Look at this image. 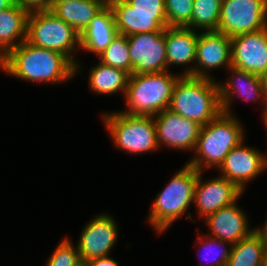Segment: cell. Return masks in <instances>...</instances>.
<instances>
[{"label":"cell","instance_id":"cell-22","mask_svg":"<svg viewBox=\"0 0 267 266\" xmlns=\"http://www.w3.org/2000/svg\"><path fill=\"white\" fill-rule=\"evenodd\" d=\"M29 14L17 4L0 11V60L11 49L26 41Z\"/></svg>","mask_w":267,"mask_h":266},{"label":"cell","instance_id":"cell-23","mask_svg":"<svg viewBox=\"0 0 267 266\" xmlns=\"http://www.w3.org/2000/svg\"><path fill=\"white\" fill-rule=\"evenodd\" d=\"M130 74L126 71L107 66L99 62L92 67L89 73V86L97 94H109L121 92L126 95Z\"/></svg>","mask_w":267,"mask_h":266},{"label":"cell","instance_id":"cell-2","mask_svg":"<svg viewBox=\"0 0 267 266\" xmlns=\"http://www.w3.org/2000/svg\"><path fill=\"white\" fill-rule=\"evenodd\" d=\"M168 109L201 126L208 124L222 112L218 82L180 76L174 85Z\"/></svg>","mask_w":267,"mask_h":266},{"label":"cell","instance_id":"cell-11","mask_svg":"<svg viewBox=\"0 0 267 266\" xmlns=\"http://www.w3.org/2000/svg\"><path fill=\"white\" fill-rule=\"evenodd\" d=\"M231 66V37L217 31H203L198 36L194 67H186L180 75L214 79L209 75L210 70Z\"/></svg>","mask_w":267,"mask_h":266},{"label":"cell","instance_id":"cell-30","mask_svg":"<svg viewBox=\"0 0 267 266\" xmlns=\"http://www.w3.org/2000/svg\"><path fill=\"white\" fill-rule=\"evenodd\" d=\"M15 4L31 13L50 10L53 0H15Z\"/></svg>","mask_w":267,"mask_h":266},{"label":"cell","instance_id":"cell-38","mask_svg":"<svg viewBox=\"0 0 267 266\" xmlns=\"http://www.w3.org/2000/svg\"><path fill=\"white\" fill-rule=\"evenodd\" d=\"M107 4L111 1H114V0H104Z\"/></svg>","mask_w":267,"mask_h":266},{"label":"cell","instance_id":"cell-25","mask_svg":"<svg viewBox=\"0 0 267 266\" xmlns=\"http://www.w3.org/2000/svg\"><path fill=\"white\" fill-rule=\"evenodd\" d=\"M221 0H194L191 24L188 28L195 30L217 31L221 12Z\"/></svg>","mask_w":267,"mask_h":266},{"label":"cell","instance_id":"cell-33","mask_svg":"<svg viewBox=\"0 0 267 266\" xmlns=\"http://www.w3.org/2000/svg\"><path fill=\"white\" fill-rule=\"evenodd\" d=\"M260 79H261V87H262V91H263L265 105L267 108V71L260 75Z\"/></svg>","mask_w":267,"mask_h":266},{"label":"cell","instance_id":"cell-1","mask_svg":"<svg viewBox=\"0 0 267 266\" xmlns=\"http://www.w3.org/2000/svg\"><path fill=\"white\" fill-rule=\"evenodd\" d=\"M0 69L18 79L41 83H62L75 75V65L62 53L26 41L0 60Z\"/></svg>","mask_w":267,"mask_h":266},{"label":"cell","instance_id":"cell-21","mask_svg":"<svg viewBox=\"0 0 267 266\" xmlns=\"http://www.w3.org/2000/svg\"><path fill=\"white\" fill-rule=\"evenodd\" d=\"M107 5L104 0L61 1L53 2L50 11L81 35L90 21Z\"/></svg>","mask_w":267,"mask_h":266},{"label":"cell","instance_id":"cell-26","mask_svg":"<svg viewBox=\"0 0 267 266\" xmlns=\"http://www.w3.org/2000/svg\"><path fill=\"white\" fill-rule=\"evenodd\" d=\"M98 57L102 64L122 69L132 75L127 36L117 33L110 45Z\"/></svg>","mask_w":267,"mask_h":266},{"label":"cell","instance_id":"cell-35","mask_svg":"<svg viewBox=\"0 0 267 266\" xmlns=\"http://www.w3.org/2000/svg\"><path fill=\"white\" fill-rule=\"evenodd\" d=\"M262 116H263L262 119L264 122V126L266 127V130H267V108L263 111Z\"/></svg>","mask_w":267,"mask_h":266},{"label":"cell","instance_id":"cell-4","mask_svg":"<svg viewBox=\"0 0 267 266\" xmlns=\"http://www.w3.org/2000/svg\"><path fill=\"white\" fill-rule=\"evenodd\" d=\"M181 75L169 70L158 73L132 74L129 76L125 100L127 110L133 116H151L168 109L173 88Z\"/></svg>","mask_w":267,"mask_h":266},{"label":"cell","instance_id":"cell-19","mask_svg":"<svg viewBox=\"0 0 267 266\" xmlns=\"http://www.w3.org/2000/svg\"><path fill=\"white\" fill-rule=\"evenodd\" d=\"M198 36L195 30L188 27L165 28L167 70L173 65L195 64Z\"/></svg>","mask_w":267,"mask_h":266},{"label":"cell","instance_id":"cell-12","mask_svg":"<svg viewBox=\"0 0 267 266\" xmlns=\"http://www.w3.org/2000/svg\"><path fill=\"white\" fill-rule=\"evenodd\" d=\"M157 144L178 150H195L201 125L165 109L154 116Z\"/></svg>","mask_w":267,"mask_h":266},{"label":"cell","instance_id":"cell-7","mask_svg":"<svg viewBox=\"0 0 267 266\" xmlns=\"http://www.w3.org/2000/svg\"><path fill=\"white\" fill-rule=\"evenodd\" d=\"M102 118L116 148L132 154L152 152L159 148L154 117L133 116L117 111L105 113Z\"/></svg>","mask_w":267,"mask_h":266},{"label":"cell","instance_id":"cell-32","mask_svg":"<svg viewBox=\"0 0 267 266\" xmlns=\"http://www.w3.org/2000/svg\"><path fill=\"white\" fill-rule=\"evenodd\" d=\"M254 232L260 237V239L264 242L265 246H267V219L263 227L254 228Z\"/></svg>","mask_w":267,"mask_h":266},{"label":"cell","instance_id":"cell-8","mask_svg":"<svg viewBox=\"0 0 267 266\" xmlns=\"http://www.w3.org/2000/svg\"><path fill=\"white\" fill-rule=\"evenodd\" d=\"M108 5L118 34L130 36L168 27L165 0H114Z\"/></svg>","mask_w":267,"mask_h":266},{"label":"cell","instance_id":"cell-20","mask_svg":"<svg viewBox=\"0 0 267 266\" xmlns=\"http://www.w3.org/2000/svg\"><path fill=\"white\" fill-rule=\"evenodd\" d=\"M117 33L113 12L107 5L80 35V49L94 52L98 56L110 45Z\"/></svg>","mask_w":267,"mask_h":266},{"label":"cell","instance_id":"cell-29","mask_svg":"<svg viewBox=\"0 0 267 266\" xmlns=\"http://www.w3.org/2000/svg\"><path fill=\"white\" fill-rule=\"evenodd\" d=\"M206 238L207 239H203L202 236H199V235L197 237V239L200 240V243L197 242V244L199 246L204 241V244H203L202 247L205 250V255H206V252L209 253V254L212 253L211 255H213V257H214V258H212V257L209 258V260H208L209 262L207 261L206 264L211 263L210 264L211 266H227L228 259H229L230 254H231V246H232V244L231 243H228V242H225L223 240H220L218 238L211 237V236H206ZM225 244H228V245L230 244V246H229L230 248L229 249L228 248L226 249L225 248V246H226ZM214 247H216V248H220L221 247V248L218 251H216V248H214ZM212 250H214V251H212ZM200 253L201 252L199 251L198 254H200ZM208 255H207V257H210ZM215 258H216V260H214Z\"/></svg>","mask_w":267,"mask_h":266},{"label":"cell","instance_id":"cell-36","mask_svg":"<svg viewBox=\"0 0 267 266\" xmlns=\"http://www.w3.org/2000/svg\"><path fill=\"white\" fill-rule=\"evenodd\" d=\"M265 260H264V266H267V246H265Z\"/></svg>","mask_w":267,"mask_h":266},{"label":"cell","instance_id":"cell-37","mask_svg":"<svg viewBox=\"0 0 267 266\" xmlns=\"http://www.w3.org/2000/svg\"><path fill=\"white\" fill-rule=\"evenodd\" d=\"M61 1H76V0H53V2H61Z\"/></svg>","mask_w":267,"mask_h":266},{"label":"cell","instance_id":"cell-28","mask_svg":"<svg viewBox=\"0 0 267 266\" xmlns=\"http://www.w3.org/2000/svg\"><path fill=\"white\" fill-rule=\"evenodd\" d=\"M65 238L52 253L47 266H81L83 264L77 247Z\"/></svg>","mask_w":267,"mask_h":266},{"label":"cell","instance_id":"cell-27","mask_svg":"<svg viewBox=\"0 0 267 266\" xmlns=\"http://www.w3.org/2000/svg\"><path fill=\"white\" fill-rule=\"evenodd\" d=\"M194 0H165L168 27H189Z\"/></svg>","mask_w":267,"mask_h":266},{"label":"cell","instance_id":"cell-14","mask_svg":"<svg viewBox=\"0 0 267 266\" xmlns=\"http://www.w3.org/2000/svg\"><path fill=\"white\" fill-rule=\"evenodd\" d=\"M117 228L114 218L105 213L95 216L87 223L76 246L82 262L110 256L118 239Z\"/></svg>","mask_w":267,"mask_h":266},{"label":"cell","instance_id":"cell-24","mask_svg":"<svg viewBox=\"0 0 267 266\" xmlns=\"http://www.w3.org/2000/svg\"><path fill=\"white\" fill-rule=\"evenodd\" d=\"M265 244L253 231L231 246L227 266H264Z\"/></svg>","mask_w":267,"mask_h":266},{"label":"cell","instance_id":"cell-10","mask_svg":"<svg viewBox=\"0 0 267 266\" xmlns=\"http://www.w3.org/2000/svg\"><path fill=\"white\" fill-rule=\"evenodd\" d=\"M132 74L158 73L167 70L165 29L127 36Z\"/></svg>","mask_w":267,"mask_h":266},{"label":"cell","instance_id":"cell-15","mask_svg":"<svg viewBox=\"0 0 267 266\" xmlns=\"http://www.w3.org/2000/svg\"><path fill=\"white\" fill-rule=\"evenodd\" d=\"M202 171H198V179L194 189L193 203L201 218L237 202L243 192L227 178L218 176L202 182Z\"/></svg>","mask_w":267,"mask_h":266},{"label":"cell","instance_id":"cell-17","mask_svg":"<svg viewBox=\"0 0 267 266\" xmlns=\"http://www.w3.org/2000/svg\"><path fill=\"white\" fill-rule=\"evenodd\" d=\"M204 220L211 231L209 236L232 245L248 237L254 231L250 229L247 216L236 202L211 213Z\"/></svg>","mask_w":267,"mask_h":266},{"label":"cell","instance_id":"cell-3","mask_svg":"<svg viewBox=\"0 0 267 266\" xmlns=\"http://www.w3.org/2000/svg\"><path fill=\"white\" fill-rule=\"evenodd\" d=\"M243 128L232 113L221 112L208 124L201 126L195 147L196 155L187 164L203 172L205 168H219L231 149L245 140Z\"/></svg>","mask_w":267,"mask_h":266},{"label":"cell","instance_id":"cell-6","mask_svg":"<svg viewBox=\"0 0 267 266\" xmlns=\"http://www.w3.org/2000/svg\"><path fill=\"white\" fill-rule=\"evenodd\" d=\"M26 42L38 48L62 53L75 65V74L80 70V65L73 56V51L80 49V35L50 10L29 14Z\"/></svg>","mask_w":267,"mask_h":266},{"label":"cell","instance_id":"cell-13","mask_svg":"<svg viewBox=\"0 0 267 266\" xmlns=\"http://www.w3.org/2000/svg\"><path fill=\"white\" fill-rule=\"evenodd\" d=\"M265 168H267V156L257 148L246 147L244 140L231 149L219 166L222 173L220 176L234 183L242 192L247 182L258 177Z\"/></svg>","mask_w":267,"mask_h":266},{"label":"cell","instance_id":"cell-5","mask_svg":"<svg viewBox=\"0 0 267 266\" xmlns=\"http://www.w3.org/2000/svg\"><path fill=\"white\" fill-rule=\"evenodd\" d=\"M198 170L185 164L157 194L148 222L159 235L165 232L191 206Z\"/></svg>","mask_w":267,"mask_h":266},{"label":"cell","instance_id":"cell-31","mask_svg":"<svg viewBox=\"0 0 267 266\" xmlns=\"http://www.w3.org/2000/svg\"><path fill=\"white\" fill-rule=\"evenodd\" d=\"M83 264L85 266H119L118 262L109 256L94 258Z\"/></svg>","mask_w":267,"mask_h":266},{"label":"cell","instance_id":"cell-16","mask_svg":"<svg viewBox=\"0 0 267 266\" xmlns=\"http://www.w3.org/2000/svg\"><path fill=\"white\" fill-rule=\"evenodd\" d=\"M232 66L256 75L267 71V28L231 37Z\"/></svg>","mask_w":267,"mask_h":266},{"label":"cell","instance_id":"cell-18","mask_svg":"<svg viewBox=\"0 0 267 266\" xmlns=\"http://www.w3.org/2000/svg\"><path fill=\"white\" fill-rule=\"evenodd\" d=\"M228 71L231 73V78L227 79L226 83H218L222 112L231 114L230 109L234 96H239L248 102L261 100L264 102V111L266 105L260 76L233 66Z\"/></svg>","mask_w":267,"mask_h":266},{"label":"cell","instance_id":"cell-9","mask_svg":"<svg viewBox=\"0 0 267 266\" xmlns=\"http://www.w3.org/2000/svg\"><path fill=\"white\" fill-rule=\"evenodd\" d=\"M267 28V0H224L217 32L228 37Z\"/></svg>","mask_w":267,"mask_h":266},{"label":"cell","instance_id":"cell-34","mask_svg":"<svg viewBox=\"0 0 267 266\" xmlns=\"http://www.w3.org/2000/svg\"><path fill=\"white\" fill-rule=\"evenodd\" d=\"M15 4V0H0V11L5 10Z\"/></svg>","mask_w":267,"mask_h":266}]
</instances>
